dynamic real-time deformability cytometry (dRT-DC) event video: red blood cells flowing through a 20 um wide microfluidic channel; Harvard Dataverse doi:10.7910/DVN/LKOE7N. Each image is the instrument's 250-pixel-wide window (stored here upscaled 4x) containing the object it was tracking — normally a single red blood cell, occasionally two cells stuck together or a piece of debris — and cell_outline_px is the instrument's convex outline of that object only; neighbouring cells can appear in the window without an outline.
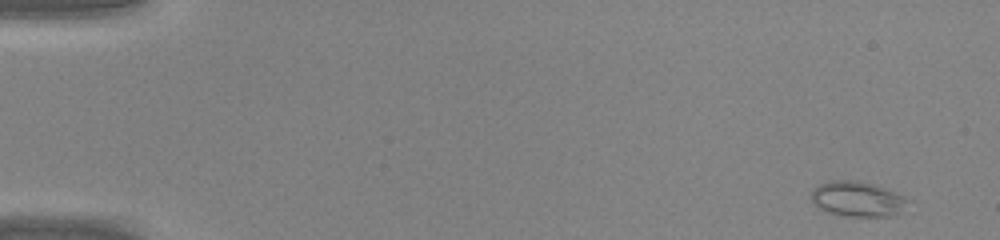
{"species": "common noctule bat (a hibernating species)", "species_latin": "Nyctalus noctula", "temperature_condition": "warm", "stored_images_in_passage": 45, "camera_frame_rate_fps": 3000, "um_per_image_px": 0.085, "animal": {"sex": "male", "body_mass_g": 20.0, "forearm_length_mm": 53.3}, "frame": {"image": 1, "passage_image": 2, "time_ms": 0.333, "image_size_px": [1000, 240], "cell_outline_px": [[912, 200], [896, 216], [852, 216], [828, 212], [812, 204], [812, 188], [820, 184], [832, 180], [856, 180], [872, 184], [884, 188], [904, 196]], "centroid_in_image_um": [72.91, 16.91], "position_along_channel_um": 12.1, "area_um2": 19.77}}
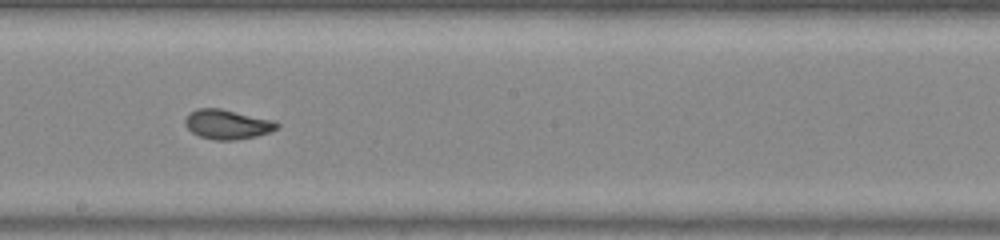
{"frame": {"image": 2, "passage_image": 26, "time_ms": 8.333, "image_size_px": [1000, 240], "cell_outline_px": [[280, 124], [276, 128], [268, 132], [256, 136], [236, 140], [216, 140], [200, 136], [192, 132], [184, 124], [184, 120], [196, 108], [220, 108], [272, 120]], "centroid_in_image_um": [19.3, 10.57], "position_along_channel_um": 228.9, "area_um2": 15.55}}
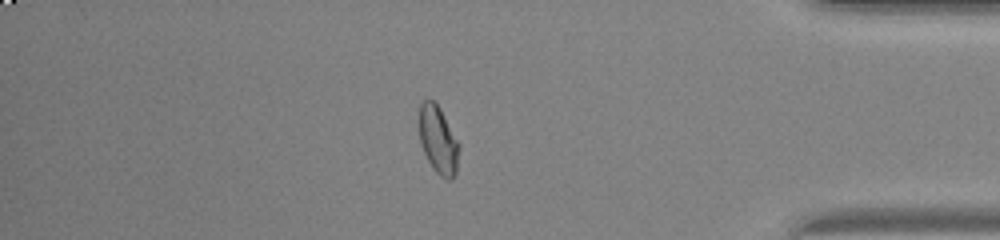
{"frame": {"image": 3, "passage_image": 39, "time_ms": 12.667, "image_size_px": [1000, 240], "cell_outline_px": [[460, 148], [456, 172], [452, 180], [448, 180], [440, 176], [432, 168], [424, 152], [420, 140], [420, 104], [428, 96], [440, 108], [460, 144]], "centroid_in_image_um": [37.27, 11.91], "position_along_channel_um": 397.9, "area_um2": 15.78}}